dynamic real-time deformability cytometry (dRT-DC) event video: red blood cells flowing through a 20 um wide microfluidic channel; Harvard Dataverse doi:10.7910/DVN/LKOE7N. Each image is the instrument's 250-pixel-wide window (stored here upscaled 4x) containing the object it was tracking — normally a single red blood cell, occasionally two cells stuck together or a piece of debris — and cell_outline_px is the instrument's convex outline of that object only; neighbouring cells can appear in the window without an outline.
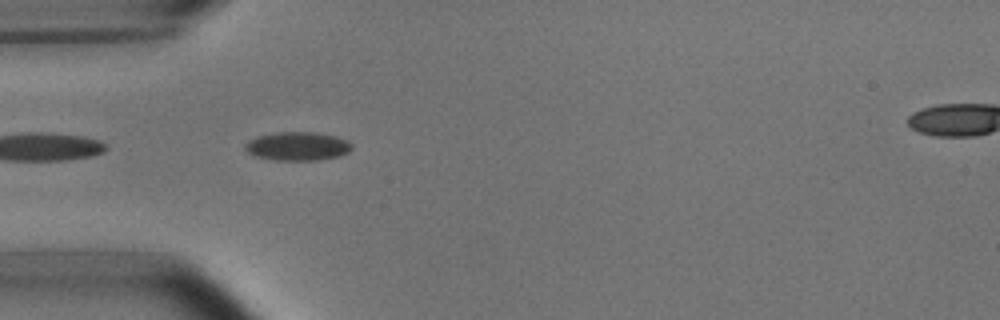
{"species": "common noctule bat (a hibernating species)", "species_latin": "Nyctalus noctula", "temperature_condition": "room temperature", "stored_images_in_passage": 5, "camera_frame_rate_fps": 3000, "um_per_image_px": 0.085, "animal": {"sex": "male", "body_mass_g": 15.6}, "frame": {"image": 1, "passage_image": 2, "time_ms": 0.333, "image_size_px": [1000, 320], "cell_outline_px": [[352, 148], [348, 152], [340, 156], [316, 160], [276, 160], [252, 156], [244, 148], [244, 144], [248, 140], [256, 136], [276, 132], [316, 132], [336, 136], [348, 140], [352, 144]], "centroid_in_image_um": [25.27, 12.42], "position_along_channel_um": 59.7, "area_um2": 18.03}}